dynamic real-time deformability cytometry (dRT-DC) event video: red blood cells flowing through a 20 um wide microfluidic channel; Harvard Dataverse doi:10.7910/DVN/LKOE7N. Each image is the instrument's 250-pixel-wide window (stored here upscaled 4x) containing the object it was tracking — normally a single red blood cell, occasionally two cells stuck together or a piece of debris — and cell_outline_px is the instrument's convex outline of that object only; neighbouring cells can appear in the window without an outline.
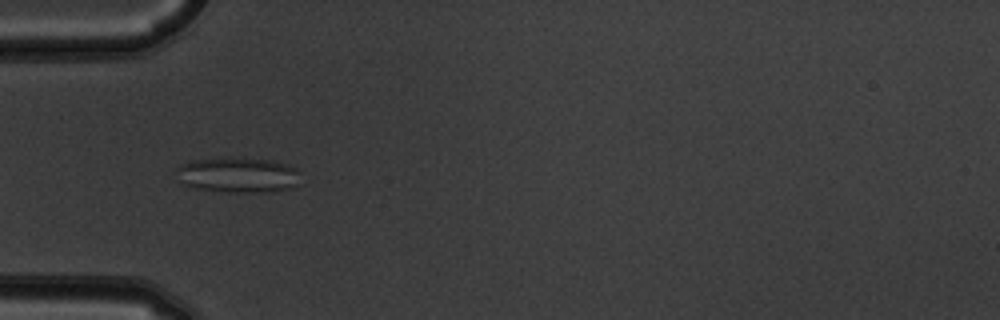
{"species": "common noctule bat (a hibernating species)", "species_latin": "Nyctalus noctula", "temperature_condition": "warm", "stored_images_in_passage": 7, "camera_frame_rate_fps": 3000, "um_per_image_px": 0.085, "animal": {"sex": "male", "body_mass_g": 19.5, "forearm_length_mm": 54.6}, "frame": {"image": 1, "passage_image": 5, "time_ms": 1.333, "image_size_px": [1000, 320], "cell_outline_px": [[296, 184], [292, 188], [272, 192], [220, 192], [192, 188], [180, 184], [176, 168], [180, 164], [188, 160], [220, 156], [240, 156], [272, 160], [288, 164], [296, 168]], "centroid_in_image_um": [20.12, 14.84], "position_along_channel_um": 64.9, "area_um2": 26.53}}
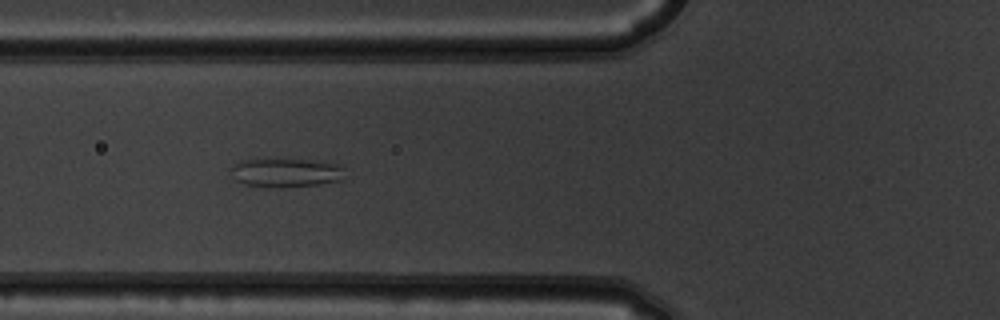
{"frame": {"image": 2, "passage_image": 6, "time_ms": 1.667, "image_size_px": [1000, 320], "cell_outline_px": [[344, 180], [320, 184], [280, 188], [268, 188], [244, 184], [236, 180], [232, 168], [232, 164], [240, 160], [252, 156], [288, 156], [324, 160], [340, 164]], "centroid_in_image_um": [24.28, 14.59], "position_along_channel_um": 101.5, "area_um2": 20.98}}
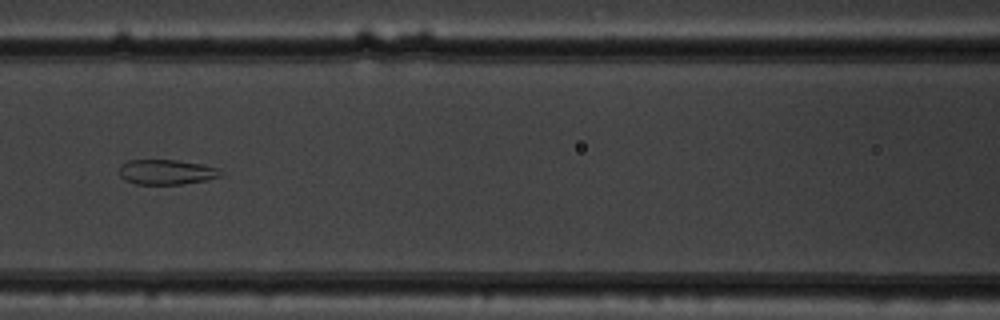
{"frame": {"image": 3, "passage_image": 7, "time_ms": 2.0, "image_size_px": [1000, 320], "cell_outline_px": [[224, 172], [220, 176], [204, 180], [180, 184], [136, 184], [124, 180], [120, 176], [120, 164], [128, 160], [176, 160], [204, 164], [220, 168]], "centroid_in_image_um": [14.16, 14.61], "position_along_channel_um": 152.4, "area_um2": 14.85}}